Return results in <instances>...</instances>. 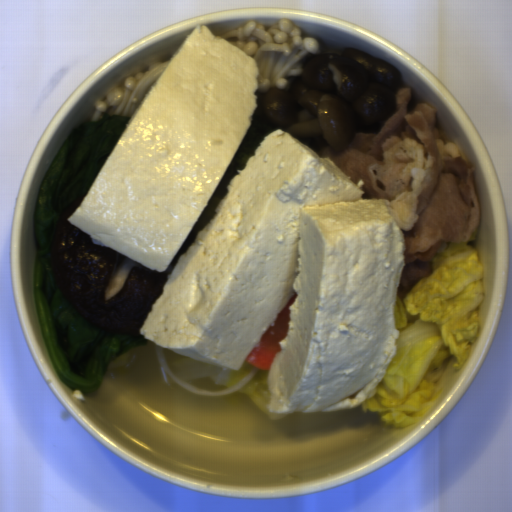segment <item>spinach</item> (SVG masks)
<instances>
[{
	"label": "spinach",
	"mask_w": 512,
	"mask_h": 512,
	"mask_svg": "<svg viewBox=\"0 0 512 512\" xmlns=\"http://www.w3.org/2000/svg\"><path fill=\"white\" fill-rule=\"evenodd\" d=\"M131 119L107 115L70 132L40 181L32 213V291L40 332L55 375L82 394L99 390L112 359L149 340L142 334L114 335L89 323L58 286L49 246L62 214L87 196Z\"/></svg>",
	"instance_id": "obj_1"
}]
</instances>
